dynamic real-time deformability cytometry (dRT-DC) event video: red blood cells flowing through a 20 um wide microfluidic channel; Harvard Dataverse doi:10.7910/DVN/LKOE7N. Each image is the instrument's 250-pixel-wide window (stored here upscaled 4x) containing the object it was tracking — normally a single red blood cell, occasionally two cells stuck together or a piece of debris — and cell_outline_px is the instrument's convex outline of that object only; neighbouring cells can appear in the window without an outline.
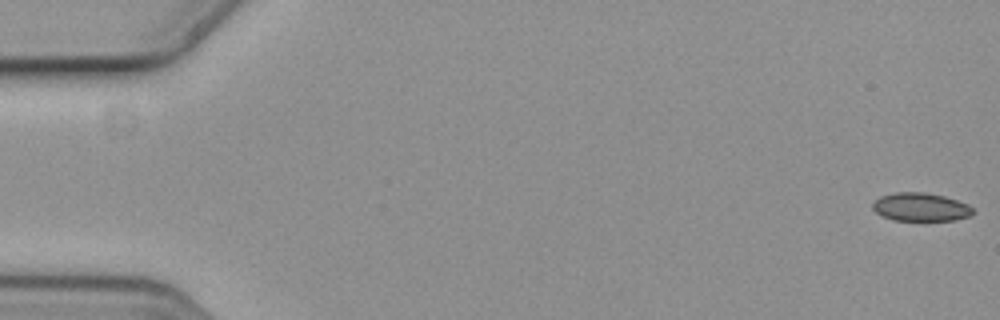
{"species": "common noctule bat (a hibernating species)", "species_latin": "Nyctalus noctula", "temperature_condition": "cold", "stored_images_in_passage": 6, "camera_frame_rate_fps": 3000, "um_per_image_px": 0.085, "animal": {"sex": "female", "body_mass_g": 19.3, "forearm_length_mm": 54.1}, "frame": {"image": 1, "passage_image": 1, "time_ms": 0.0, "image_size_px": [1000, 320], "cell_outline_px": [[976, 212], [968, 216], [956, 220], [892, 220], [880, 216], [872, 208], [872, 204], [880, 196], [896, 192], [924, 192], [944, 196], [968, 204]], "centroid_in_image_um": [78.24, 17.6], "position_along_channel_um": 6.8, "area_um2": 16.59}}
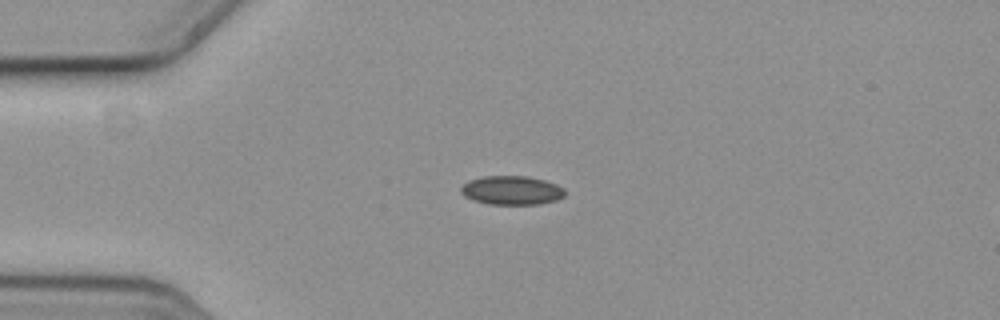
{"frame": {"image": 2, "passage_image": 5, "time_ms": 1.333, "image_size_px": [1000, 320], "cell_outline_px": [[564, 196], [556, 200], [540, 204], [488, 204], [472, 200], [464, 196], [460, 192], [460, 188], [468, 180], [484, 176], [524, 176], [544, 180], [556, 184], [564, 188]], "centroid_in_image_um": [43.46, 16.18], "position_along_channel_um": 41.5, "area_um2": 17.51}}
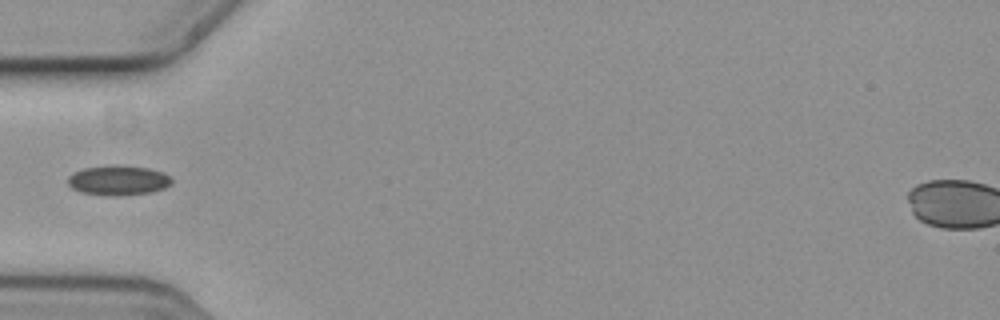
{"frame": {"image": 3, "passage_image": 6, "time_ms": 1.667, "image_size_px": [1000, 320], "cell_outline_px": [[172, 184], [164, 188], [152, 192], [116, 196], [112, 196], [80, 192], [72, 188], [68, 184], [68, 176], [72, 172], [84, 168], [116, 164], [148, 168], [164, 172], [172, 180]], "centroid_in_image_um": [10.04, 15.32], "position_along_channel_um": 75.0, "area_um2": 18.21}}